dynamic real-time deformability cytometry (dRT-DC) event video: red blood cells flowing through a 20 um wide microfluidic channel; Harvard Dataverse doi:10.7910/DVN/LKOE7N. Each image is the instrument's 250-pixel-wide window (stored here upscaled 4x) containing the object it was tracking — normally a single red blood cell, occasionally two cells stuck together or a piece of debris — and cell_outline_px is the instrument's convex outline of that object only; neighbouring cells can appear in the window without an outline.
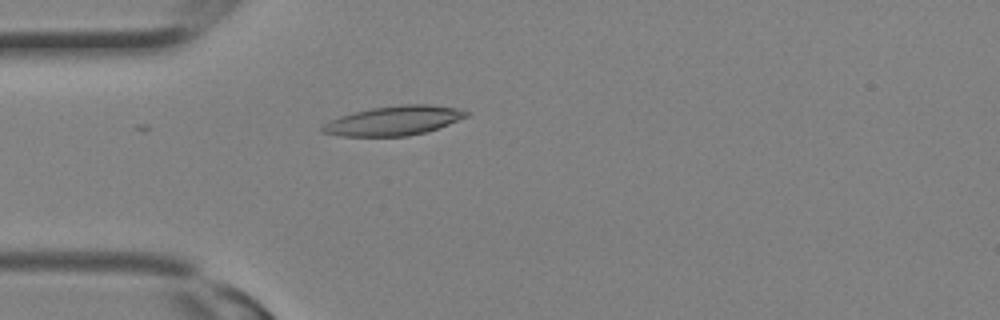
{"species": "Egyptian fruit bat (a non-hibernating species)", "species_latin": "Rousettus aegyptiacus", "temperature_condition": "room temperature", "stored_images_in_passage": 10, "camera_frame_rate_fps": 3000, "um_per_image_px": 0.085, "animal": {"sex": "female"}, "frame": {"image": 1, "passage_image": 4, "time_ms": 1.0, "image_size_px": [1000, 320], "cell_outline_px": [[468, 116], [448, 124], [424, 132], [408, 136], [340, 136], [320, 132], [320, 128], [324, 124], [340, 116], [372, 108], [404, 104], [428, 104], [460, 108], [468, 112]], "centroid_in_image_um": [33.47, 10.25], "position_along_channel_um": 51.5, "area_um2": 24.39}}
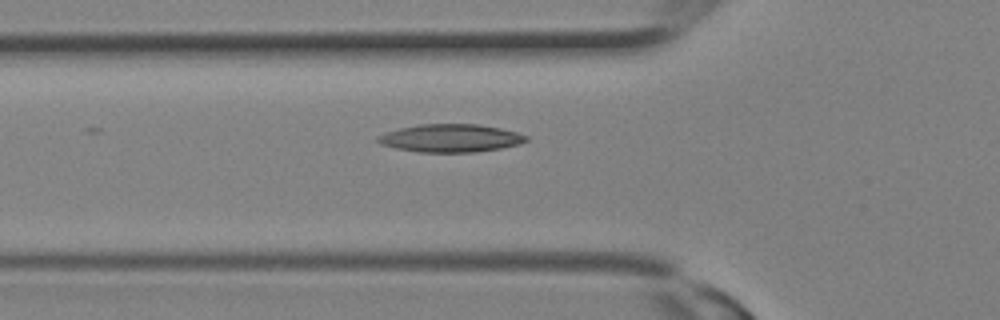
{"frame": {"image": 2, "passage_image": 6, "time_ms": 1.667, "image_size_px": [1000, 320], "cell_outline_px": [[528, 140], [520, 144], [500, 148], [472, 152], [420, 152], [396, 148], [380, 144], [376, 140], [376, 136], [400, 128], [420, 124], [476, 124], [500, 128], [516, 132], [528, 136]], "centroid_in_image_um": [38.29, 11.74], "position_along_channel_um": 87.5, "area_um2": 23.99}}
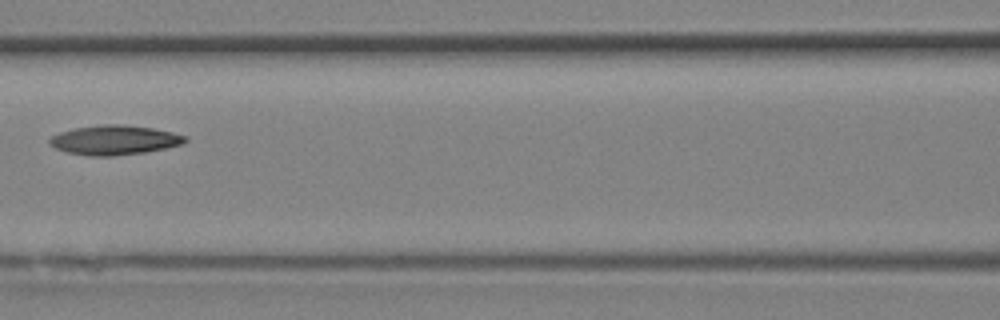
{"frame": {"image": 3, "passage_image": 9, "time_ms": 2.667, "image_size_px": [1000, 320], "cell_outline_px": [[188, 140], [184, 144], [144, 152], [112, 156], [88, 156], [68, 152], [56, 148], [48, 144], [48, 140], [52, 136], [60, 132], [76, 128], [104, 124], [116, 124], [152, 128], [172, 132], [188, 136]], "centroid_in_image_um": [9.74, 11.91], "position_along_channel_um": 156.9, "area_um2": 23.18}}